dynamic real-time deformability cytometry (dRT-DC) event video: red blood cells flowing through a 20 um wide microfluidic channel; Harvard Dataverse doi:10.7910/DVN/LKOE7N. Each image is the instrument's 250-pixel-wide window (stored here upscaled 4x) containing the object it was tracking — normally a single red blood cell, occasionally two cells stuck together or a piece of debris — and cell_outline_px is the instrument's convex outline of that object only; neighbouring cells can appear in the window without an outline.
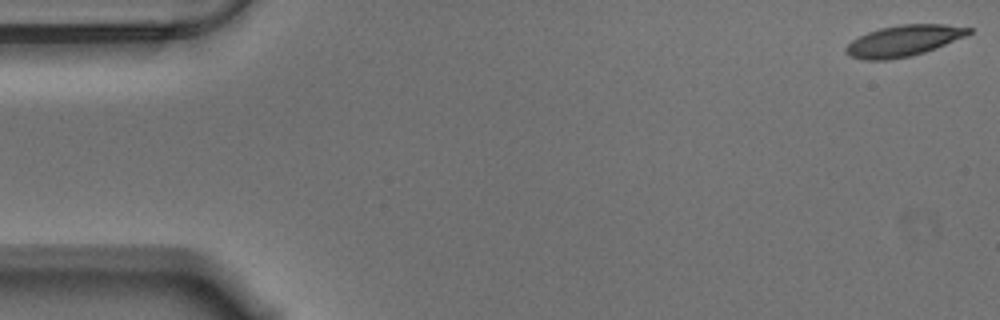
{"species": "Egyptian fruit bat (a non-hibernating species)", "species_latin": "Rousettus aegyptiacus", "temperature_condition": "warm", "stored_images_in_passage": 57, "camera_frame_rate_fps": 3000, "um_per_image_px": 0.085, "animal": {"sex": "male"}, "frame": {"image": 1, "passage_image": 1, "time_ms": 0.0, "image_size_px": [1000, 320], "cell_outline_px": [[972, 32], [964, 36], [936, 48], [912, 56], [888, 60], [864, 60], [848, 56], [844, 52], [844, 48], [852, 40], [868, 32], [880, 28], [900, 24], [944, 24], [972, 28]], "centroid_in_image_um": [76.76, 3.47], "position_along_channel_um": 8.2, "area_um2": 22.25}}
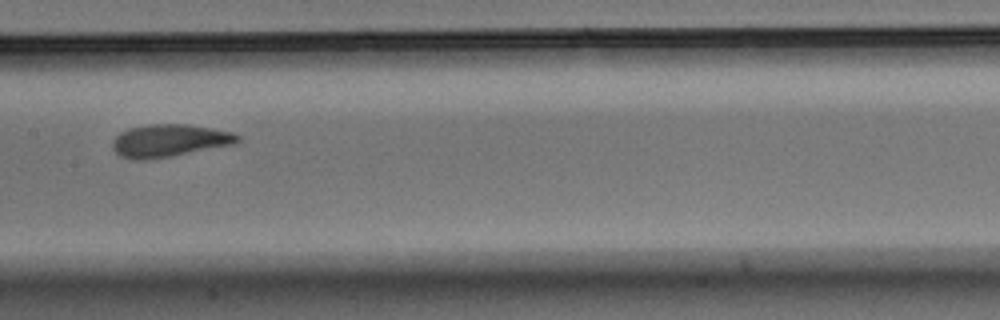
{"frame": {"image": 2, "passage_image": 28, "time_ms": 9.0, "image_size_px": [1000, 320], "cell_outline_px": [[240, 140], [236, 144], [172, 156], [148, 160], [132, 160], [120, 156], [112, 148], [112, 140], [120, 132], [128, 128], [148, 124], [188, 124], [212, 128], [232, 132], [240, 136]], "centroid_in_image_um": [14.38, 11.95], "position_along_channel_um": 193.0, "area_um2": 24.04}}
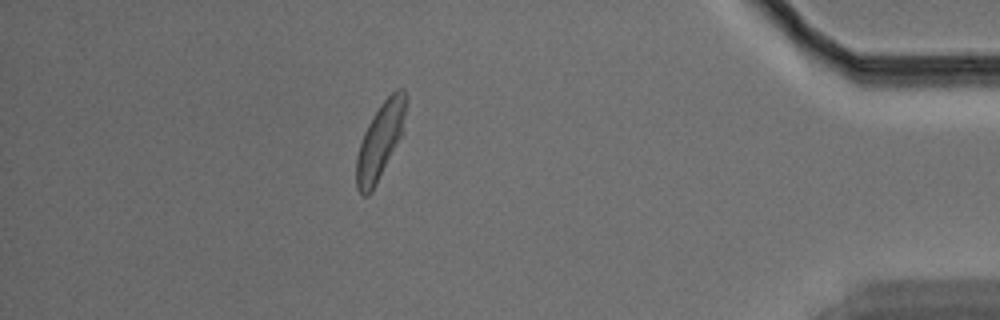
{"frame": {"image": 3, "passage_image": 50, "time_ms": 16.333, "image_size_px": [1000, 320], "cell_outline_px": [[408, 100], [404, 132], [372, 192], [368, 196], [364, 196], [356, 188], [356, 156], [364, 132], [372, 116], [380, 104], [396, 88], [404, 88]], "centroid_in_image_um": [32.35, 11.93], "position_along_channel_um": 402.8, "area_um2": 22.43}, "authors_computed_cell_mechanics": {"area_um2": 22.7732, "velocity_mm_per_s": 3.5013, "shape_relaxation_time_tau1_ms": 4.6002, "shape_relaxation_time_tau2_ms": 1.3781, "deformation_change_tau1": 0.1577, "deformation_change_tau2": 0.0749}}